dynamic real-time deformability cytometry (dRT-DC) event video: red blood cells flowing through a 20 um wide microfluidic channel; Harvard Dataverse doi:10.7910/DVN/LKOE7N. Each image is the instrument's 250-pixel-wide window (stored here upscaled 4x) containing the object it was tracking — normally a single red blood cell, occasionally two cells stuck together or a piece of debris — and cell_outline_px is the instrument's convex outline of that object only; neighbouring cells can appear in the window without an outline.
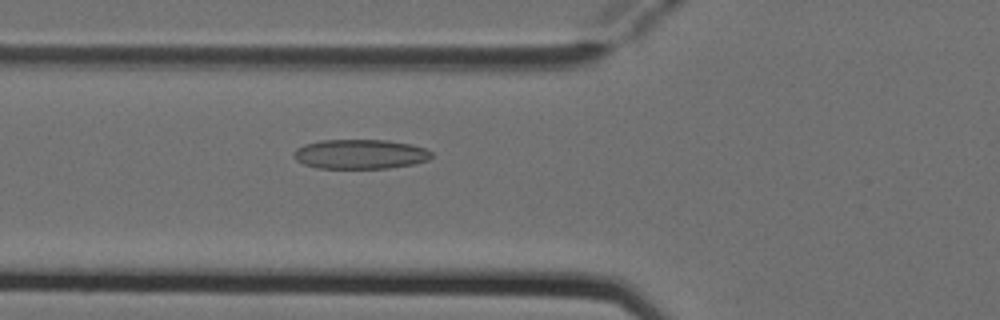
{"species": "Egyptian fruit bat (a non-hibernating species)", "species_latin": "Rousettus aegyptiacus", "temperature_condition": "cold", "stored_images_in_passage": 5, "camera_frame_rate_fps": 3000, "um_per_image_px": 0.085, "animal": {"sex": "female"}, "frame": {"image": 1, "passage_image": 5, "time_ms": 1.333, "image_size_px": [1000, 320], "cell_outline_px": [[432, 156], [428, 160], [412, 164], [388, 168], [316, 168], [304, 164], [296, 160], [292, 156], [292, 152], [296, 148], [304, 144], [320, 140], [388, 140], [412, 144], [424, 148], [432, 152]], "centroid_in_image_um": [30.58, 13.1], "position_along_channel_um": 95.2, "area_um2": 23.87}}